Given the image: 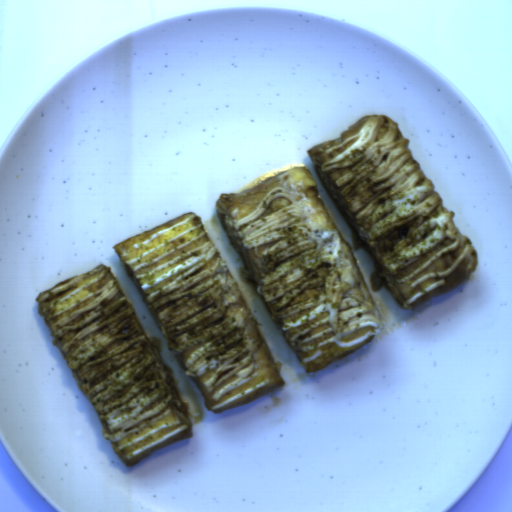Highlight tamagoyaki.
<instances>
[{"label": "tamagoyaki", "mask_w": 512, "mask_h": 512, "mask_svg": "<svg viewBox=\"0 0 512 512\" xmlns=\"http://www.w3.org/2000/svg\"><path fill=\"white\" fill-rule=\"evenodd\" d=\"M33 302L123 466L193 439L189 405L162 362L161 341L146 336L111 267L101 263L59 281Z\"/></svg>", "instance_id": "obj_4"}, {"label": "tamagoyaki", "mask_w": 512, "mask_h": 512, "mask_svg": "<svg viewBox=\"0 0 512 512\" xmlns=\"http://www.w3.org/2000/svg\"><path fill=\"white\" fill-rule=\"evenodd\" d=\"M112 249L207 411L284 389L282 362L202 216L183 212Z\"/></svg>", "instance_id": "obj_3"}, {"label": "tamagoyaki", "mask_w": 512, "mask_h": 512, "mask_svg": "<svg viewBox=\"0 0 512 512\" xmlns=\"http://www.w3.org/2000/svg\"><path fill=\"white\" fill-rule=\"evenodd\" d=\"M214 213L265 311L305 373L320 372L385 329L352 244L345 240L307 165L269 170Z\"/></svg>", "instance_id": "obj_1"}, {"label": "tamagoyaki", "mask_w": 512, "mask_h": 512, "mask_svg": "<svg viewBox=\"0 0 512 512\" xmlns=\"http://www.w3.org/2000/svg\"><path fill=\"white\" fill-rule=\"evenodd\" d=\"M409 144L399 123L376 114L306 154L351 230L354 252L374 263L371 292L384 289L397 310L414 313L469 282L479 257Z\"/></svg>", "instance_id": "obj_2"}]
</instances>
